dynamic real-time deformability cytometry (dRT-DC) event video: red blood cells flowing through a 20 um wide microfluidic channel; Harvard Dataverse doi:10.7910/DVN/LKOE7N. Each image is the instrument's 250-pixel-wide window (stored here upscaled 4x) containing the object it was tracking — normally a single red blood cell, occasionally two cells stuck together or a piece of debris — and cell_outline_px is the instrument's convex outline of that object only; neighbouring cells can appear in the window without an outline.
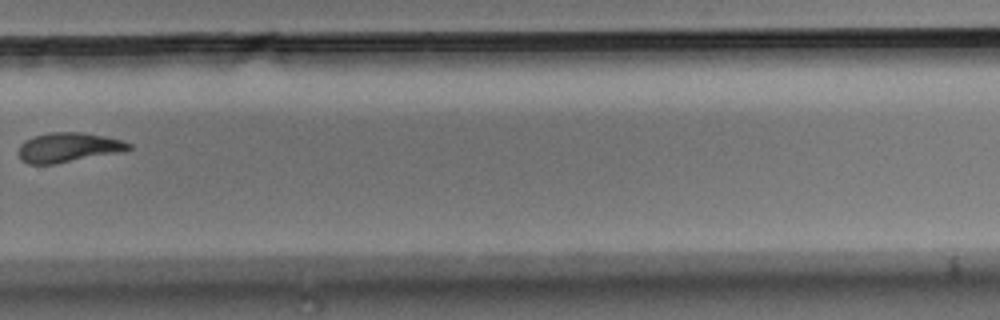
{"species": "Egyptian fruit bat (a non-hibernating species)", "species_latin": "Rousettus aegyptiacus", "temperature_condition": "room temperature", "stored_images_in_passage": 9, "camera_frame_rate_fps": 3000, "um_per_image_px": 0.085, "animal": {"sex": "male"}, "frame": {"image": 1, "passage_image": 9, "time_ms": 2.667, "image_size_px": [1000, 320], "cell_outline_px": [[132, 148], [124, 152], [56, 164], [28, 164], [20, 160], [16, 152], [20, 144], [32, 136], [48, 132], [80, 132], [104, 136], [120, 140], [132, 144]], "centroid_in_image_um": [5.78, 12.54], "position_along_channel_um": 324.0, "area_um2": 19.42}}